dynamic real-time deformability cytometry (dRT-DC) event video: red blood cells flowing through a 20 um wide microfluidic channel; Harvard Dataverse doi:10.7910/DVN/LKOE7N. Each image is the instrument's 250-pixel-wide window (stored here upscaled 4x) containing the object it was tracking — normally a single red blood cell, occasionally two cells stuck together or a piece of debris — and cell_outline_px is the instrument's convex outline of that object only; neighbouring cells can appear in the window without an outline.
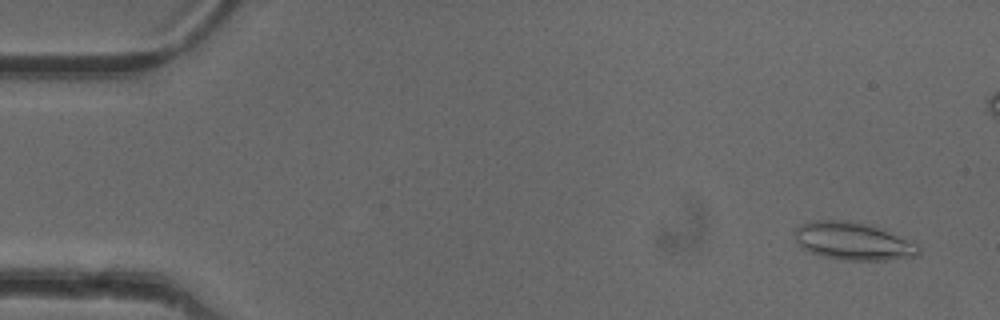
{"species": "common noctule bat (a hibernating species)", "species_latin": "Nyctalus noctula", "temperature_condition": "cold", "stored_images_in_passage": 52, "camera_frame_rate_fps": 3000, "um_per_image_px": 0.085, "animal": {"sex": "female"}, "frame": {"image": 1, "passage_image": 3, "time_ms": 0.667, "image_size_px": [1000, 320], "cell_outline_px": [[920, 252], [916, 256], [888, 260], [840, 260], [820, 256], [800, 248], [792, 232], [800, 224], [808, 220], [848, 220], [872, 224], [884, 228], [916, 244], [920, 248]], "centroid_in_image_um": [72.46, 20.48], "position_along_channel_um": 12.5, "area_um2": 27.92}}
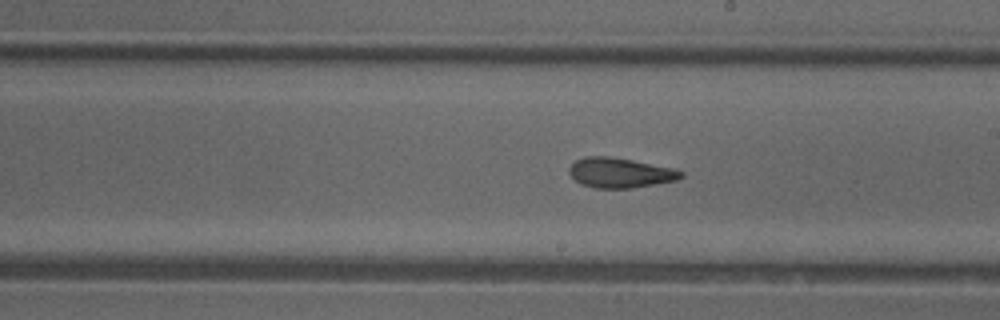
{"frame": {"image": 2, "passage_image": 29, "time_ms": 9.333, "image_size_px": [1000, 320], "cell_outline_px": [[684, 176], [676, 180], [632, 188], [596, 188], [580, 184], [568, 172], [568, 168], [576, 160], [584, 156], [608, 156], [632, 160], [676, 168], [684, 172]], "centroid_in_image_um": [52.72, 14.68], "position_along_channel_um": 236.3, "area_um2": 19.59}}
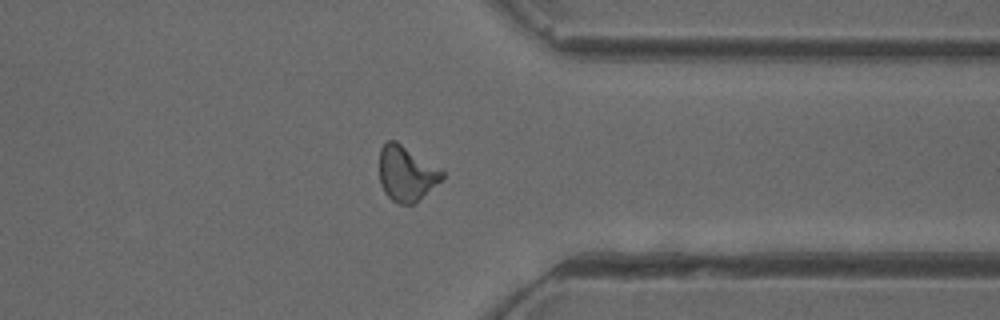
{"frame": {"image": 3, "passage_image": 40, "time_ms": 13.0, "image_size_px": [1000, 320], "cell_outline_px": [[444, 176], [416, 204], [400, 204], [392, 200], [384, 192], [380, 184], [380, 148], [388, 140], [396, 140], [444, 172]], "centroid_in_image_um": [34.51, 14.76], "position_along_channel_um": 376.9, "area_um2": 19.94}, "authors_computed_cell_mechanics": {"area_um2": 19.941, "velocity_mm_per_s": 4.0007, "shape_relaxation_time_tau1_ms": null, "shape_relaxation_time_tau2_ms": 1.8963, "deformation_change_tau1": null, "deformation_change_tau2": 0.0985}}